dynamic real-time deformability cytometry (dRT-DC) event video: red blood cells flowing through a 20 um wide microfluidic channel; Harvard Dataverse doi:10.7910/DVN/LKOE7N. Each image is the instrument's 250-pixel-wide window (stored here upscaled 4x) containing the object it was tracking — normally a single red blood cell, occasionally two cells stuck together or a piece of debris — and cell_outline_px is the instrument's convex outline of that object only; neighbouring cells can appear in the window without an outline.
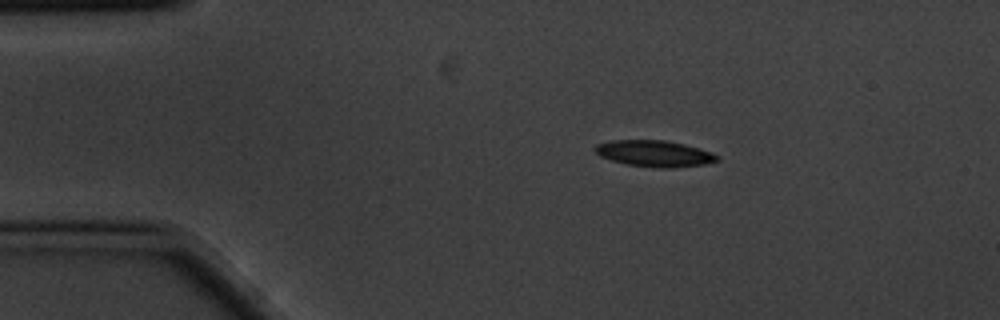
{"species": "common noctule bat (a hibernating species)", "species_latin": "Nyctalus noctula", "temperature_condition": "cold", "stored_images_in_passage": 4, "camera_frame_rate_fps": 3000, "um_per_image_px": 0.085, "animal": {"sex": "male", "body_mass_g": 20.1, "forearm_length_mm": 53.5}, "frame": {"image": 1, "passage_image": 1, "time_ms": 0.0, "image_size_px": [1000, 320], "cell_outline_px": [[720, 160], [704, 164], [672, 168], [660, 168], [628, 164], [612, 160], [600, 156], [592, 148], [596, 144], [612, 140], [664, 140], [684, 144], [712, 152]], "centroid_in_image_um": [55.6, 13.04], "position_along_channel_um": 29.4, "area_um2": 18.55}}
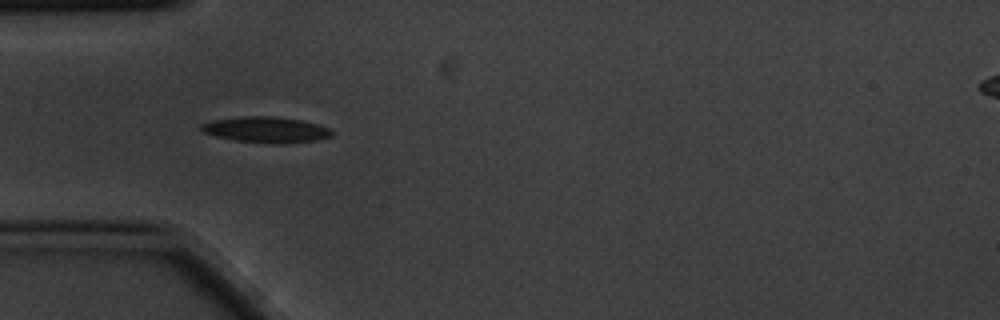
{"frame": {"image": 2, "passage_image": 3, "time_ms": 0.667, "image_size_px": [1000, 320], "cell_outline_px": [[332, 136], [316, 140], [280, 144], [268, 144], [236, 140], [216, 136], [204, 132], [200, 128], [200, 124], [212, 120], [240, 116], [272, 116], [300, 120], [332, 128]], "centroid_in_image_um": [22.61, 11.02], "position_along_channel_um": 62.4, "area_um2": 19.71}}